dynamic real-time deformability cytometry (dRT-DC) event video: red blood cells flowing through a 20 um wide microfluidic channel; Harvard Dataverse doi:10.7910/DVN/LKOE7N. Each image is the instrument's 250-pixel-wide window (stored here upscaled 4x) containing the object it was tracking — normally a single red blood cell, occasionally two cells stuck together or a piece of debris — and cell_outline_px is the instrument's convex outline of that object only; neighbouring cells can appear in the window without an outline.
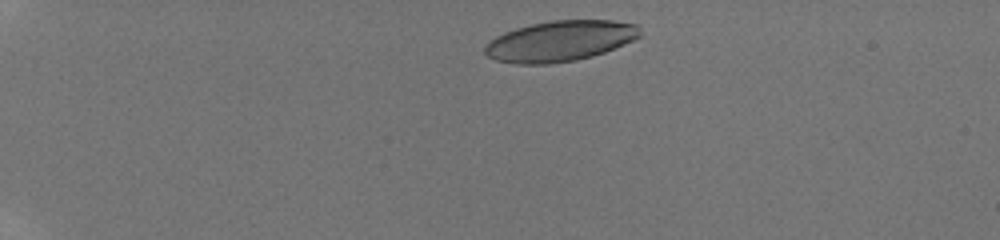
{"species": "human", "species_latin": "Homo sapiens", "temperature_condition": "room temperature", "stored_images_in_passage": 5, "camera_frame_rate_fps": 3000, "um_per_image_px": 0.085, "donor": {"sex": "male"}, "frame": {"image": 1, "passage_image": 1, "time_ms": 0.0, "image_size_px": [1000, 240], "cell_outline_px": [[640, 36], [624, 44], [604, 52], [592, 56], [576, 60], [548, 64], [516, 64], [496, 60], [488, 56], [484, 52], [484, 48], [496, 36], [504, 32], [516, 28], [532, 24], [552, 20], [612, 20], [636, 24], [640, 28]], "centroid_in_image_um": [47.6, 3.49], "position_along_channel_um": 37.4, "area_um2": 36.53}}
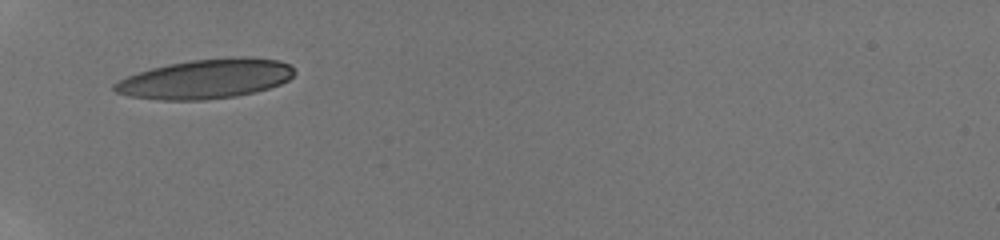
{"frame": {"image": 2, "passage_image": 4, "time_ms": 2.667, "image_size_px": [1000, 240], "cell_outline_px": [[296, 72], [288, 80], [280, 84], [256, 92], [236, 96], [204, 100], [160, 100], [128, 96], [116, 92], [112, 88], [112, 84], [128, 76], [152, 68], [168, 64], [192, 60], [232, 56], [244, 56], [280, 60], [288, 64]], "centroid_in_image_um": [17.5, 6.7], "position_along_channel_um": 67.5, "area_um2": 41.5}}